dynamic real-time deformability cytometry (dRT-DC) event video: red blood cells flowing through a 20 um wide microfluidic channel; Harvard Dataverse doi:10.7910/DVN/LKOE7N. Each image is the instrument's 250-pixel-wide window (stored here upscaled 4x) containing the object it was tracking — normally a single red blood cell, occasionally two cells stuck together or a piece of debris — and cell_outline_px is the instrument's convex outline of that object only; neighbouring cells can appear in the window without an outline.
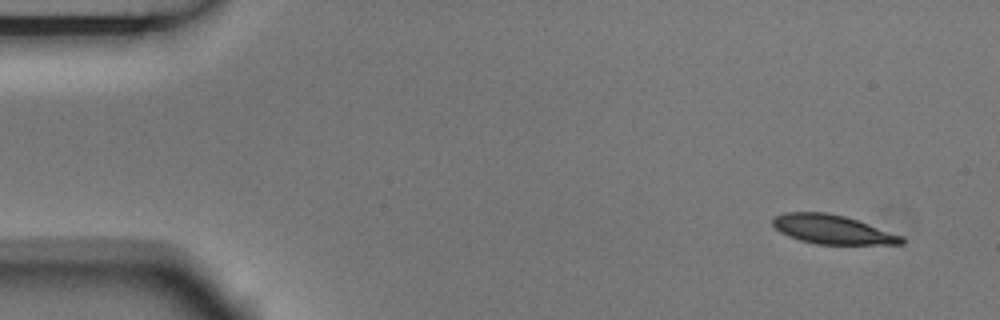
{"species": "Egyptian fruit bat (a non-hibernating species)", "species_latin": "Rousettus aegyptiacus", "temperature_condition": "room temperature", "stored_images_in_passage": 6, "camera_frame_rate_fps": 3000, "um_per_image_px": 0.085, "animal": {"sex": "male"}, "frame": {"image": 1, "passage_image": 1, "time_ms": 0.0, "image_size_px": [1000, 320], "cell_outline_px": [[904, 244], [816, 244], [800, 240], [788, 236], [780, 232], [772, 224], [772, 216], [784, 212], [824, 212], [844, 216], [904, 236]], "centroid_in_image_um": [70.72, 19.5], "position_along_channel_um": 14.3, "area_um2": 21.73}}
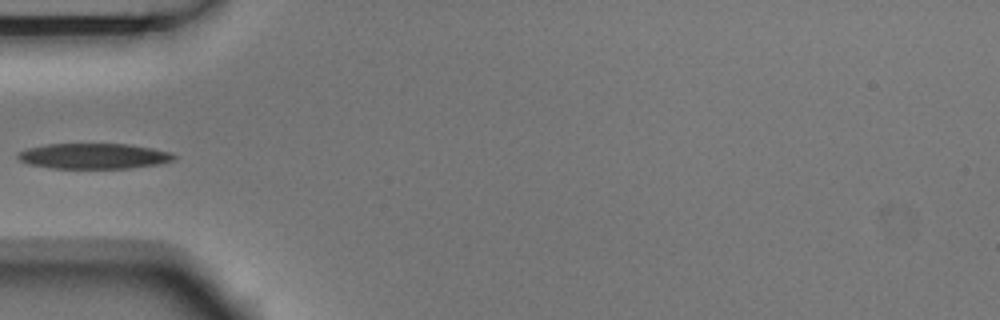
{"frame": {"image": 2, "passage_image": 5, "time_ms": 1.333, "image_size_px": [1000, 320], "cell_outline_px": [[176, 160], [160, 164], [128, 168], [52, 168], [28, 164], [20, 160], [16, 156], [20, 152], [28, 148], [48, 144], [128, 144], [152, 148], [172, 152], [176, 156]], "centroid_in_image_um": [8.02, 13.27], "position_along_channel_um": 77.0, "area_um2": 23.18}}
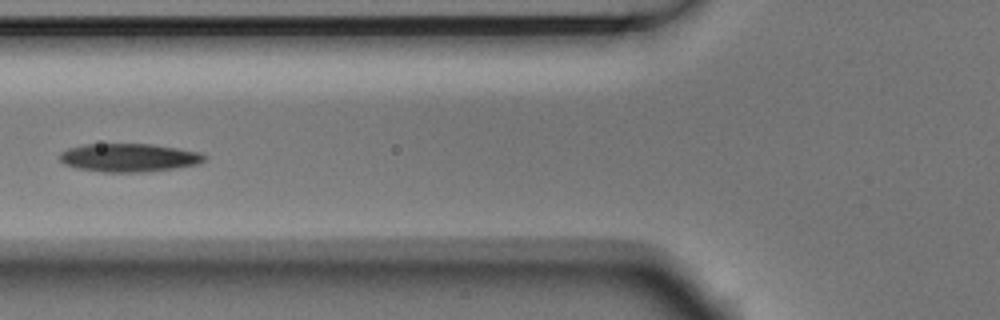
{"frame": {"image": 3, "passage_image": 6, "time_ms": 1.667, "image_size_px": [1000, 320], "cell_outline_px": [[208, 156], [200, 164], [172, 168], [140, 172], [104, 172], [76, 168], [64, 164], [60, 160], [60, 152], [68, 148], [84, 144], [152, 144], [200, 152]], "centroid_in_image_um": [10.95, 13.39], "position_along_channel_um": 114.9, "area_um2": 23.81}}